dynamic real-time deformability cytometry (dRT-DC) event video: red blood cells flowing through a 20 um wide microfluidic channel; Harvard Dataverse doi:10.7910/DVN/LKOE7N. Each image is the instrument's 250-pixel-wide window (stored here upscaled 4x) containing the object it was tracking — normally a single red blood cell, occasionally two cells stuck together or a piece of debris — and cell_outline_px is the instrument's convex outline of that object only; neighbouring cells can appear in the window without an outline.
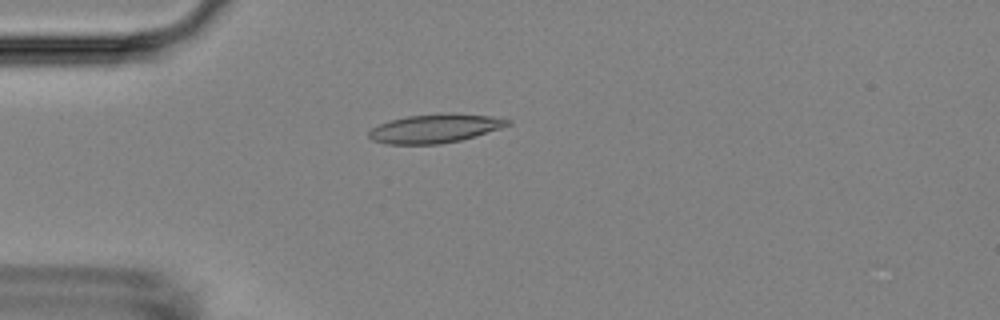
{"species": "Egyptian fruit bat (a non-hibernating species)", "species_latin": "Rousettus aegyptiacus", "temperature_condition": "room temperature", "stored_images_in_passage": 55, "camera_frame_rate_fps": 3000, "um_per_image_px": 0.085, "animal": {"sex": "female"}, "frame": {"image": 1, "passage_image": 15, "time_ms": 4.667, "image_size_px": [1000, 320], "cell_outline_px": [[512, 124], [500, 128], [460, 140], [440, 144], [384, 144], [372, 140], [368, 136], [368, 132], [372, 128], [388, 120], [408, 116], [452, 112], [492, 116], [512, 120]], "centroid_in_image_um": [36.97, 10.91], "position_along_channel_um": 48.0, "area_um2": 23.35}}
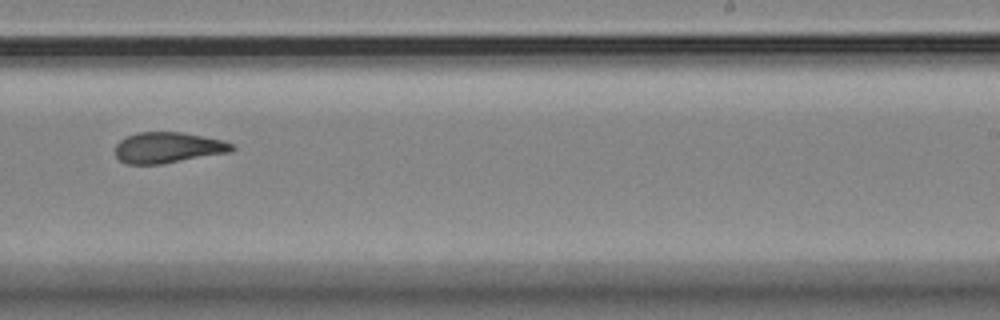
{"frame": {"image": 2, "passage_image": 35, "time_ms": 11.333, "image_size_px": [1000, 320], "cell_outline_px": [[236, 148], [232, 152], [160, 164], [128, 164], [120, 160], [116, 156], [116, 144], [120, 140], [128, 136], [140, 132], [180, 132], [224, 140], [232, 144]], "centroid_in_image_um": [14.31, 12.55], "position_along_channel_um": 274.7, "area_um2": 20.87}}
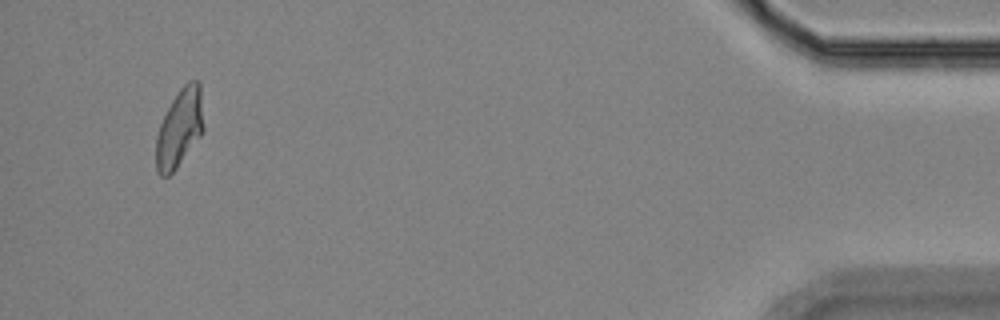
{"frame": {"image": 3, "passage_image": 53, "time_ms": 17.333, "image_size_px": [1000, 320], "cell_outline_px": [[204, 132], [176, 168], [168, 176], [160, 176], [156, 172], [156, 136], [160, 124], [172, 100], [180, 88], [188, 80], [200, 80], [204, 128]], "centroid_in_image_um": [15.27, 10.88], "position_along_channel_um": 419.9, "area_um2": 21.79}, "authors_computed_cell_mechanics": {"area_um2": 21.6172, "velocity_mm_per_s": 3.6104, "shape_relaxation_time_tau1_ms": null, "shape_relaxation_time_tau2_ms": 2.8319, "deformation_change_tau1": null, "deformation_change_tau2": 0.1196}}